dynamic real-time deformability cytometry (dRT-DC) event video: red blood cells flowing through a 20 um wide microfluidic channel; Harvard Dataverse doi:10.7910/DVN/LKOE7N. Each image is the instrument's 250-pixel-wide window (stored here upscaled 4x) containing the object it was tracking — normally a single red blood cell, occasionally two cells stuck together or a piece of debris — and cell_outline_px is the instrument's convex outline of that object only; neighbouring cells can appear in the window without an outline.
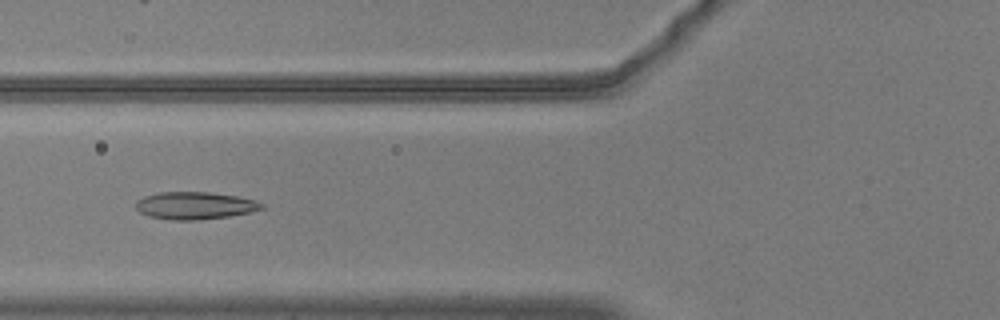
{"species": "common noctule bat (a hibernating species)", "species_latin": "Nyctalus noctula", "temperature_condition": "warm", "stored_images_in_passage": 39, "camera_frame_rate_fps": 3000, "um_per_image_px": 0.085, "animal": {"sex": "male", "body_mass_g": 20.5, "forearm_length_mm": 52.5}, "frame": {"image": 1, "passage_image": 6, "time_ms": 1.667, "image_size_px": [1000, 320], "cell_outline_px": [[264, 208], [252, 212], [228, 216], [200, 220], [172, 220], [148, 216], [140, 212], [136, 208], [136, 200], [144, 196], [160, 192], [208, 192], [236, 196], [256, 200], [264, 204]], "centroid_in_image_um": [16.57, 17.47], "position_along_channel_um": 109.2, "area_um2": 20.17}}
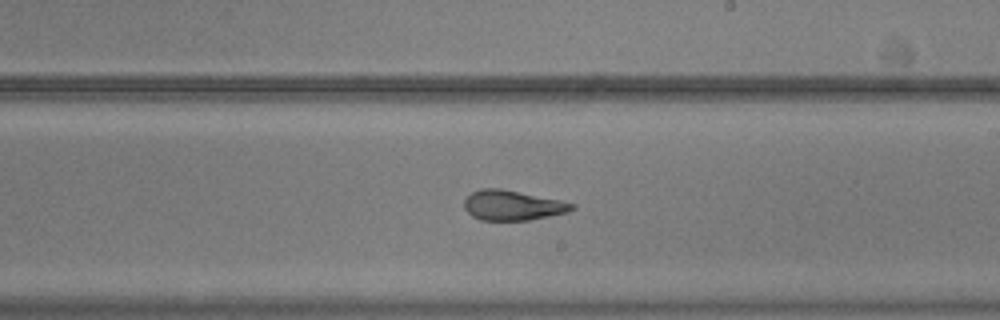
{"frame": {"image": 2, "passage_image": 17, "time_ms": 5.333, "image_size_px": [1000, 320], "cell_outline_px": [[576, 208], [568, 212], [528, 220], [480, 220], [472, 216], [464, 208], [464, 200], [472, 192], [480, 188], [500, 188], [560, 200], [576, 204]], "centroid_in_image_um": [43.56, 17.45], "position_along_channel_um": 245.4, "area_um2": 18.79}}
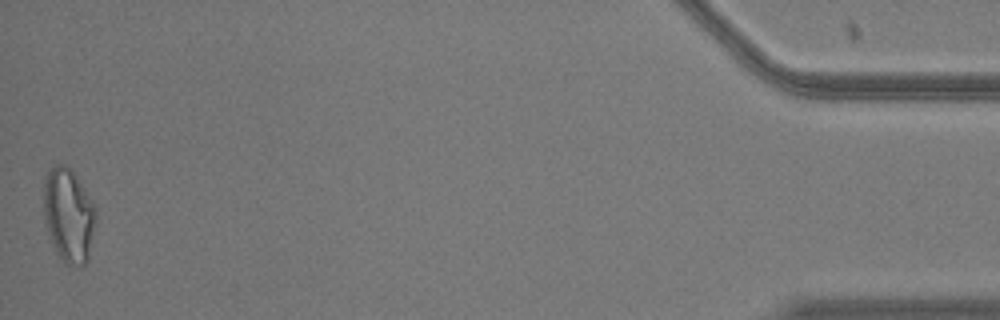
{"frame": {"image": 3, "passage_image": 39, "time_ms": 12.667, "image_size_px": [1000, 320], "cell_outline_px": [[96, 224], [88, 260], [84, 268], [64, 264], [48, 240], [44, 220], [44, 176], [52, 164], [64, 164], [72, 168], [92, 200], [96, 208]], "centroid_in_image_um": [5.83, 18.32], "position_along_channel_um": 429.4, "area_um2": 29.71}, "authors_computed_cell_mechanics": {"area_um2": 19.941, "velocity_mm_per_s": 3.7004, "shape_relaxation_time_tau1_ms": null, "shape_relaxation_time_tau2_ms": 1.5333, "deformation_change_tau1": null, "deformation_change_tau2": 0.0875}}